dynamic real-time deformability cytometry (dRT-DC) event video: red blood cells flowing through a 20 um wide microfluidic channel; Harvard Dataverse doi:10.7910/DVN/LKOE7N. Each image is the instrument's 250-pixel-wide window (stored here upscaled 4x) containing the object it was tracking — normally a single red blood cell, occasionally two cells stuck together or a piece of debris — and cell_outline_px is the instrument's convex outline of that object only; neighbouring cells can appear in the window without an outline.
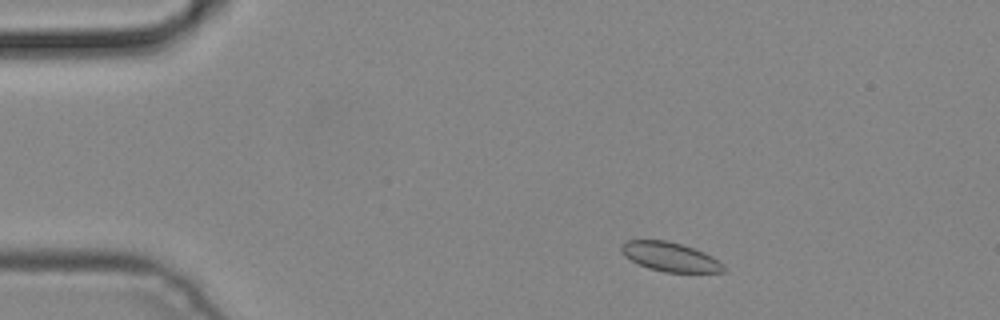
{"species": "common noctule bat (a hibernating species)", "species_latin": "Nyctalus noctula", "temperature_condition": "cold", "stored_images_in_passage": 5, "camera_frame_rate_fps": 3000, "um_per_image_px": 0.085, "animal": {"sex": "male", "body_mass_g": 19.2, "forearm_length_mm": 51.8}, "frame": {"image": 1, "passage_image": 1, "time_ms": 0.0, "image_size_px": [1000, 320], "cell_outline_px": [[728, 268], [724, 272], [664, 272], [648, 268], [624, 256], [620, 252], [620, 244], [624, 240], [664, 240], [680, 244], [704, 252], [712, 256], [724, 264]], "centroid_in_image_um": [56.95, 21.83], "position_along_channel_um": 28.0, "area_um2": 17.46}}
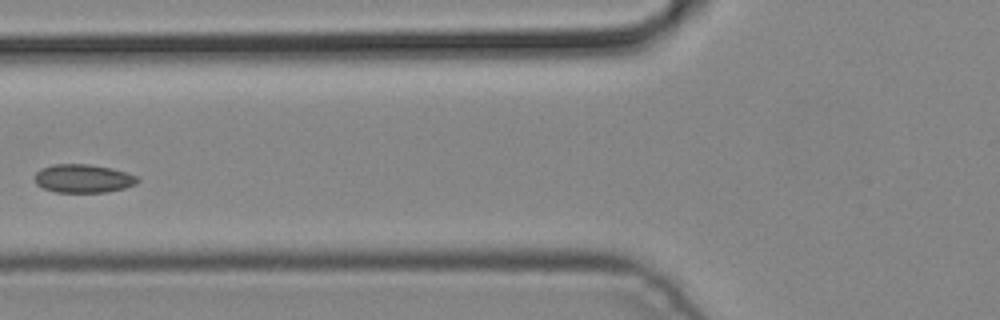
{"frame": {"image": 2, "passage_image": 4, "time_ms": 1.0, "image_size_px": [1000, 320], "cell_outline_px": [[140, 180], [136, 184], [124, 188], [104, 192], [56, 192], [44, 188], [36, 184], [36, 172], [40, 168], [52, 164], [88, 164], [112, 168], [136, 176]], "centroid_in_image_um": [7.06, 15.16], "position_along_channel_um": 118.7, "area_um2": 16.94}}
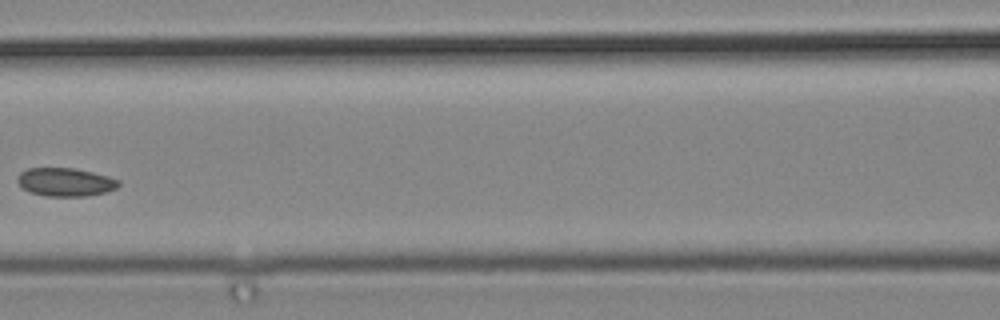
{"frame": {"image": 3, "passage_image": 5, "time_ms": 1.333, "image_size_px": [1000, 320], "cell_outline_px": [[120, 184], [116, 188], [104, 192], [88, 196], [48, 196], [32, 192], [24, 188], [16, 180], [16, 176], [20, 172], [28, 168], [76, 168], [108, 176], [120, 180]], "centroid_in_image_um": [5.56, 15.46], "position_along_channel_um": 161.0, "area_um2": 16.65}}